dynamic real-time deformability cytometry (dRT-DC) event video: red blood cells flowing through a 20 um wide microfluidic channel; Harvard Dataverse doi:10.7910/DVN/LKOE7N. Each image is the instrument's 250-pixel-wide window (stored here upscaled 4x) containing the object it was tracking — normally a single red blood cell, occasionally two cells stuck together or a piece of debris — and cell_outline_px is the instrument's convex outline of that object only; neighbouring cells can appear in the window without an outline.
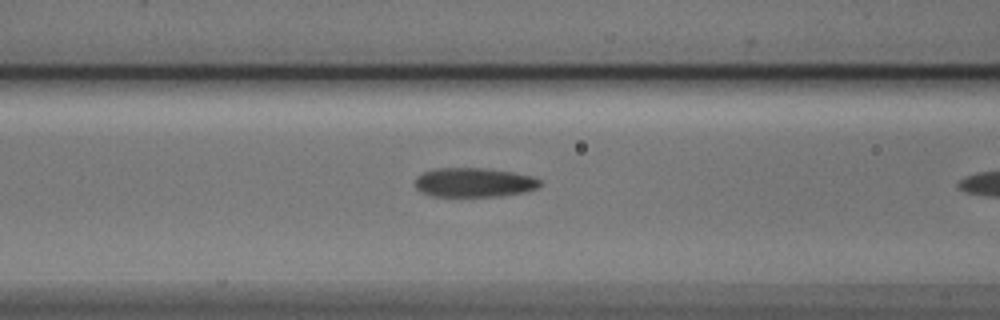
{"species": "Egyptian fruit bat (a non-hibernating species)", "species_latin": "Rousettus aegyptiacus", "temperature_condition": "cold", "stored_images_in_passage": 10, "camera_frame_rate_fps": 3000, "um_per_image_px": 0.085, "animal": {"sex": "male"}, "frame": {"image": 1, "passage_image": 9, "time_ms": 2.667, "image_size_px": [1000, 320], "cell_outline_px": [[544, 184], [540, 188], [528, 192], [500, 196], [432, 196], [420, 192], [416, 188], [416, 176], [424, 172], [436, 168], [484, 168], [512, 172], [532, 176], [544, 180]], "centroid_in_image_um": [40.37, 15.51], "position_along_channel_um": 126.2, "area_um2": 21.68}}